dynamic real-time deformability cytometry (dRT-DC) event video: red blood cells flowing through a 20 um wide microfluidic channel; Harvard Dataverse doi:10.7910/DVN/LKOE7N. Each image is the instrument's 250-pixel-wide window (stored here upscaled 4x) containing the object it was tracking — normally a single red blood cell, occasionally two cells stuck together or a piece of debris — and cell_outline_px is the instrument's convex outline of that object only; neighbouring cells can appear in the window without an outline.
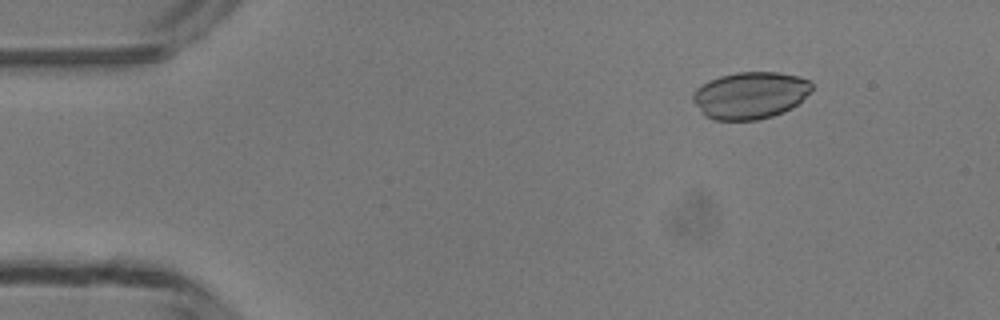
{"species": "common noctule bat (a hibernating species)", "species_latin": "Nyctalus noctula", "temperature_condition": "room temperature", "stored_images_in_passage": 50, "camera_frame_rate_fps": 3000, "um_per_image_px": 0.085, "animal": {"sex": "male", "body_mass_g": 13.3}, "frame": {"image": 1, "passage_image": 7, "time_ms": 2.0, "image_size_px": [1000, 320], "cell_outline_px": [[812, 88], [792, 108], [784, 112], [772, 116], [756, 120], [712, 120], [704, 116], [692, 100], [692, 92], [696, 88], [708, 80], [720, 76], [736, 72], [780, 72], [800, 76], [808, 80], [812, 84]], "centroid_in_image_um": [63.72, 8.1], "position_along_channel_um": 21.3, "area_um2": 32.71}}
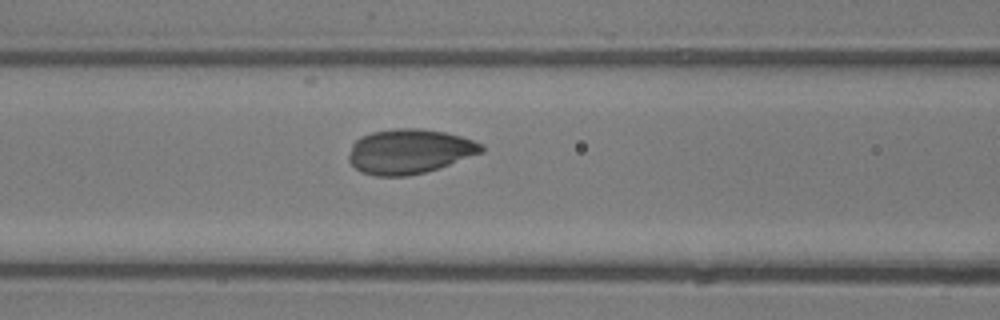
{"frame": {"image": 2, "passage_image": 21, "time_ms": 6.667, "image_size_px": [1000, 320], "cell_outline_px": [[484, 152], [424, 172], [408, 176], [376, 176], [360, 172], [348, 160], [348, 156], [352, 144], [360, 136], [372, 132], [396, 128], [420, 128], [444, 132], [460, 136], [484, 144]], "centroid_in_image_um": [34.78, 12.86], "position_along_channel_um": 131.8, "area_um2": 34.45}}
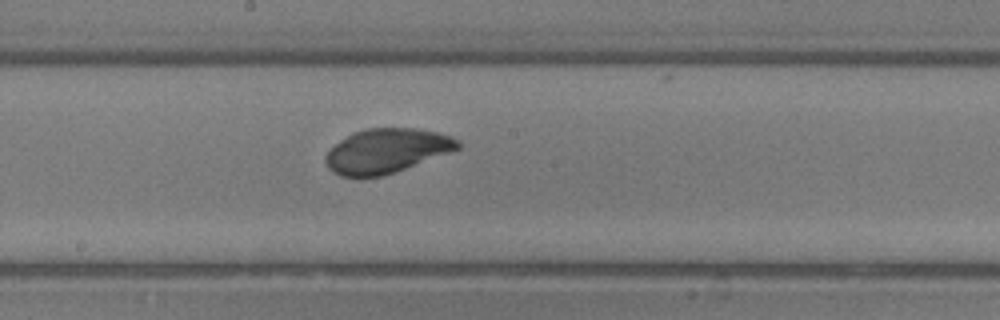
{"frame": {"image": 3, "passage_image": 27, "time_ms": 8.667, "image_size_px": [1000, 320], "cell_outline_px": [[460, 148], [452, 152], [380, 176], [340, 176], [332, 172], [328, 168], [324, 160], [324, 156], [340, 140], [352, 132], [368, 128], [416, 128], [436, 132], [452, 136], [460, 140]], "centroid_in_image_um": [32.86, 12.8], "position_along_channel_um": 215.3, "area_um2": 33.99}}